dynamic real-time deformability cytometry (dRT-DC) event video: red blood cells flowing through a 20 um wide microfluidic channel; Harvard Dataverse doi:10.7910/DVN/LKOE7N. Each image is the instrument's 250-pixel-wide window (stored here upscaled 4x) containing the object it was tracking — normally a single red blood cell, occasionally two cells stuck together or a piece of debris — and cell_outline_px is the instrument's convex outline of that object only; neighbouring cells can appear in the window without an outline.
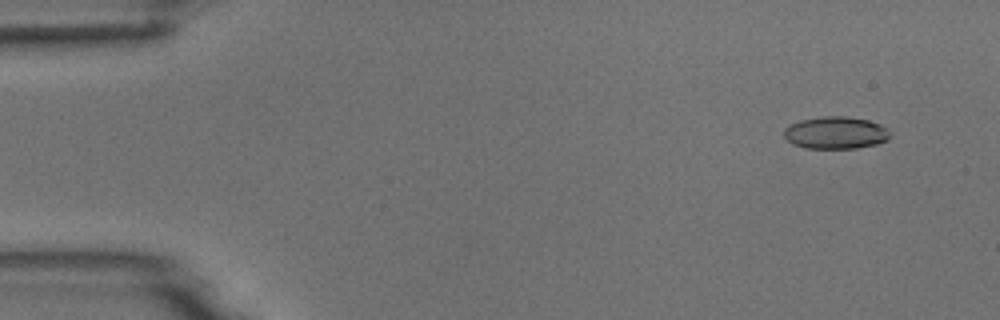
{"species": "common noctule bat (a hibernating species)", "species_latin": "Nyctalus noctula", "temperature_condition": "room temperature", "stored_images_in_passage": 4, "camera_frame_rate_fps": 3000, "um_per_image_px": 0.085, "animal": {"sex": "male", "body_mass_g": 18.8}, "frame": {"image": 1, "passage_image": 1, "time_ms": 0.0, "image_size_px": [1000, 320], "cell_outline_px": [[892, 136], [888, 140], [876, 144], [856, 148], [804, 148], [792, 144], [784, 136], [784, 128], [800, 120], [824, 116], [848, 116], [868, 120], [880, 124], [888, 128], [892, 132]], "centroid_in_image_um": [71.08, 11.28], "position_along_channel_um": 13.9, "area_um2": 20.17}}